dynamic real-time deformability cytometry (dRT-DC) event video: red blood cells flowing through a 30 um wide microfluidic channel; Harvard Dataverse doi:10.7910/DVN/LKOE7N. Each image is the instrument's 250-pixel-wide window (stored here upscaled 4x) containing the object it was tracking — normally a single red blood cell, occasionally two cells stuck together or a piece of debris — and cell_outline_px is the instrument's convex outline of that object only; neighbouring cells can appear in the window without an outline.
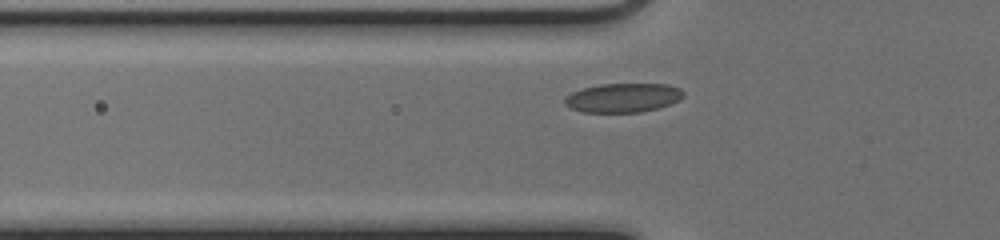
{"species": "common noctule bat (a hibernating species)", "species_latin": "Nyctalus noctula", "temperature_condition": "cold", "stored_images_in_passage": 39, "camera_frame_rate_fps": 3000, "um_per_image_px": 0.085, "animal": {"sex": "female", "body_mass_g": 17.0, "forearm_length_mm": 48.0}, "frame": {"image": 1, "passage_image": 6, "time_ms": 1.667, "image_size_px": [1000, 240], "cell_outline_px": [[684, 96], [668, 104], [656, 108], [640, 112], [580, 112], [564, 104], [564, 96], [572, 92], [584, 88], [600, 84], [668, 84], [680, 88], [684, 92]], "centroid_in_image_um": [52.92, 8.3], "position_along_channel_um": 72.9, "area_um2": 20.0}}
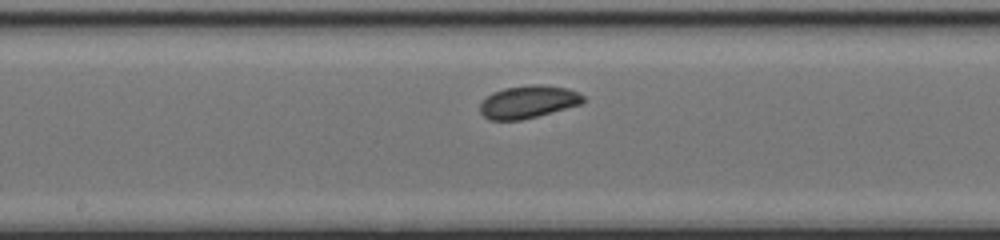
{"frame": {"image": 2, "passage_image": 16, "time_ms": 5.0, "image_size_px": [1000, 240], "cell_outline_px": [[584, 100], [580, 104], [536, 116], [520, 120], [488, 120], [480, 112], [480, 104], [492, 92], [504, 88], [532, 84], [540, 84], [568, 88], [580, 92], [584, 96]], "centroid_in_image_um": [44.89, 8.64], "position_along_channel_um": 203.3, "area_um2": 19.54}}
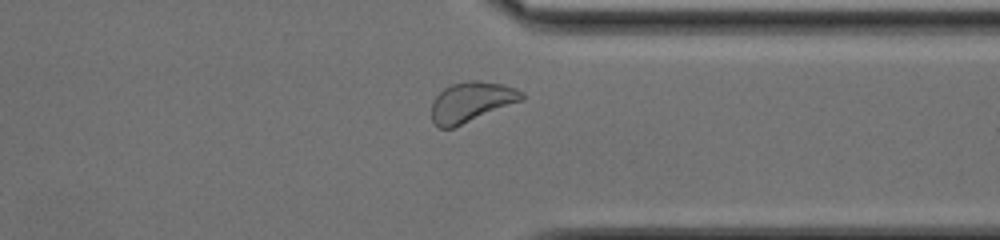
{"frame": {"image": 3, "passage_image": 29, "time_ms": 9.333, "image_size_px": [1000, 240], "cell_outline_px": [[524, 100], [452, 128], [440, 128], [432, 120], [432, 100], [444, 88], [452, 84], [468, 80], [480, 80], [504, 84], [516, 88], [524, 92]], "centroid_in_image_um": [40.1, 8.64], "position_along_channel_um": 371.3, "area_um2": 21.15}}